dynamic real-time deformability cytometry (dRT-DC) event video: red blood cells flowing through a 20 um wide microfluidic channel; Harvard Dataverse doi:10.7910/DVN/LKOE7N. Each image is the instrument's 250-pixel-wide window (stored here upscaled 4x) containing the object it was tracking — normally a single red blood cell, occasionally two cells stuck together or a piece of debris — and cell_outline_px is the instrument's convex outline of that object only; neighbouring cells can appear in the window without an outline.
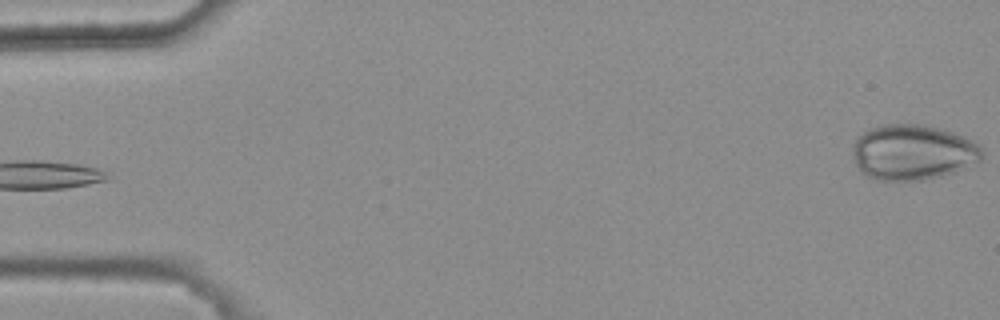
{"species": "common noctule bat (a hibernating species)", "species_latin": "Nyctalus noctula", "temperature_condition": "warm", "stored_images_in_passage": 4, "camera_frame_rate_fps": 3000, "um_per_image_px": 0.085, "animal": {"sex": "female", "body_mass_g": 25.1}, "frame": {"image": 1, "passage_image": 4, "time_ms": 1.0, "image_size_px": [1000, 320], "cell_outline_px": [[984, 152], [980, 160], [976, 164], [956, 172], [924, 180], [876, 180], [868, 176], [856, 164], [852, 156], [852, 148], [856, 140], [868, 128], [880, 124], [924, 124], [952, 132], [964, 136], [980, 144]], "centroid_in_image_um": [77.63, 12.94], "position_along_channel_um": 7.4, "area_um2": 42.14}}